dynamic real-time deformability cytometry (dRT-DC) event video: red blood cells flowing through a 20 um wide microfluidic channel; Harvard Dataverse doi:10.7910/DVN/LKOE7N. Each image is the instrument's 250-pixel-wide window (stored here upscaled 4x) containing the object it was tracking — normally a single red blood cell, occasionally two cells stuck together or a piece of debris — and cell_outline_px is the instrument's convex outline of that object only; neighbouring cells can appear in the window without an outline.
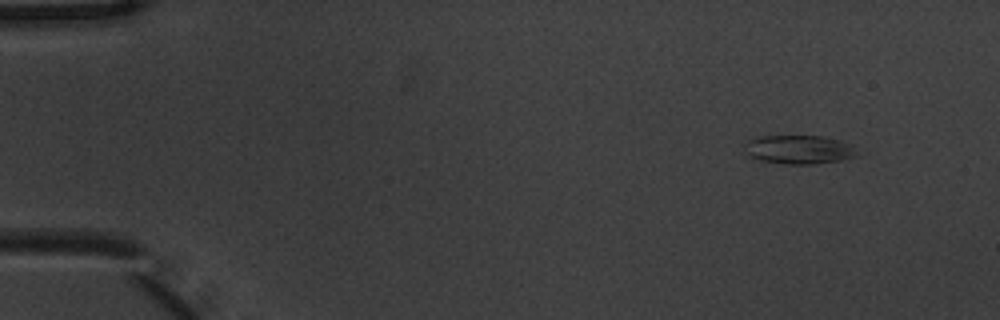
{"species": "common noctule bat (a hibernating species)", "species_latin": "Nyctalus noctula", "temperature_condition": "warm", "stored_images_in_passage": 5, "camera_frame_rate_fps": 3000, "um_per_image_px": 0.085, "animal": {"sex": "male", "body_mass_g": 20.1, "forearm_length_mm": 53.5}, "frame": {"image": 1, "passage_image": 1, "time_ms": 0.0, "image_size_px": [1000, 320], "cell_outline_px": [[856, 156], [840, 160], [812, 164], [788, 164], [760, 160], [752, 156], [744, 148], [744, 144], [748, 140], [760, 136], [824, 136], [840, 140], [852, 144]], "centroid_in_image_um": [67.91, 12.7], "position_along_channel_um": 17.1, "area_um2": 18.61}}